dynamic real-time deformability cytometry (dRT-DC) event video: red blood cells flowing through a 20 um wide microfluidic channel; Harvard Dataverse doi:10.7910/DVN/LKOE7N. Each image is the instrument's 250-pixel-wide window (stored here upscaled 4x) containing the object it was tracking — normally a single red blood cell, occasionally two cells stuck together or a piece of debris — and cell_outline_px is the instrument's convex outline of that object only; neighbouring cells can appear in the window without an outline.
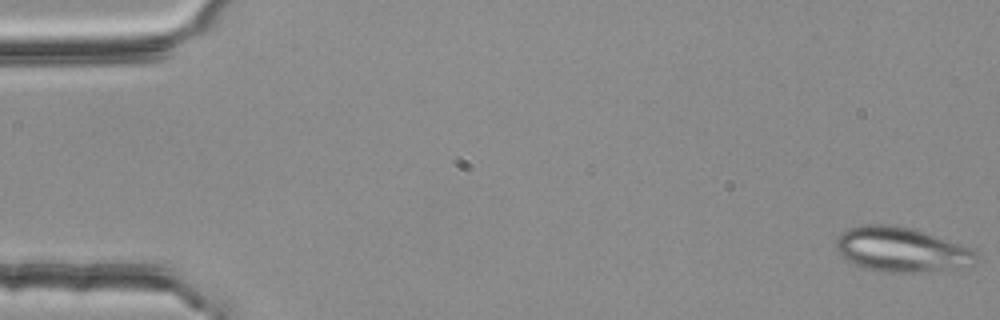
{"species": "common noctule bat (a hibernating species)", "species_latin": "Nyctalus noctula", "temperature_condition": "room temperature", "stored_images_in_passage": 54, "camera_frame_rate_fps": 3000, "um_per_image_px": 0.085, "animal": {"sex": "female", "body_mass_g": 25.1}, "frame": {"image": 1, "passage_image": 1, "time_ms": 0.0, "image_size_px": [1000, 320], "cell_outline_px": [[980, 256], [972, 264], [948, 268], [912, 272], [884, 272], [864, 268], [840, 256], [836, 248], [836, 236], [848, 228], [864, 224], [888, 224], [912, 228], [972, 248], [980, 252]], "centroid_in_image_um": [76.58, 21.19], "position_along_channel_um": 8.4, "area_um2": 36.24}}
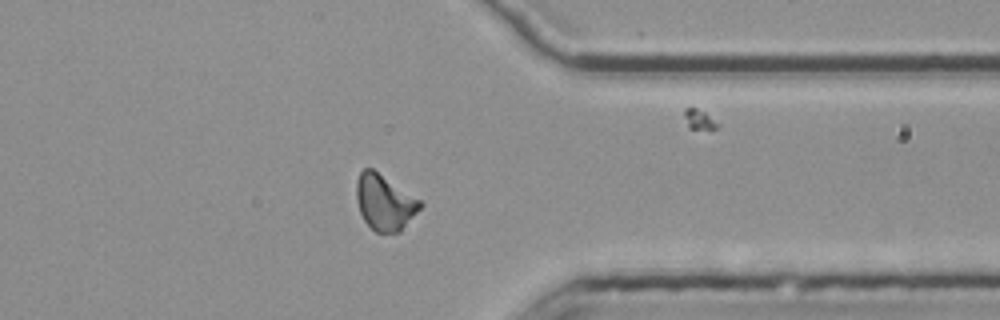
{"frame": {"image": 2, "passage_image": 43, "time_ms": 14.0, "image_size_px": [1000, 320], "cell_outline_px": [[424, 204], [396, 232], [376, 232], [364, 220], [360, 212], [356, 200], [356, 180], [360, 172], [364, 168], [372, 168], [420, 200]], "centroid_in_image_um": [32.64, 17.16], "position_along_channel_um": 378.8, "area_um2": 20.06}}
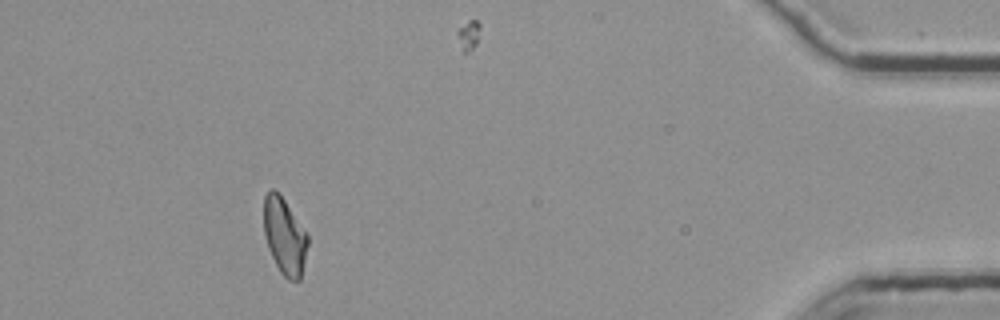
{"frame": {"image": 3, "passage_image": 50, "time_ms": 16.333, "image_size_px": [1000, 320], "cell_outline_px": [[308, 244], [300, 280], [288, 280], [280, 272], [268, 248], [264, 236], [264, 196], [272, 188], [284, 200], [308, 236]], "centroid_in_image_um": [24.17, 20.11], "position_along_channel_um": 411.0, "area_um2": 19.19}, "authors_computed_cell_mechanics": {"area_um2": 20.4612, "velocity_mm_per_s": 3.7597, "shape_relaxation_time_tau1_ms": null, "shape_relaxation_time_tau2_ms": 9.0742, "deformation_change_tau1": null, "deformation_change_tau2": 0.1851}}